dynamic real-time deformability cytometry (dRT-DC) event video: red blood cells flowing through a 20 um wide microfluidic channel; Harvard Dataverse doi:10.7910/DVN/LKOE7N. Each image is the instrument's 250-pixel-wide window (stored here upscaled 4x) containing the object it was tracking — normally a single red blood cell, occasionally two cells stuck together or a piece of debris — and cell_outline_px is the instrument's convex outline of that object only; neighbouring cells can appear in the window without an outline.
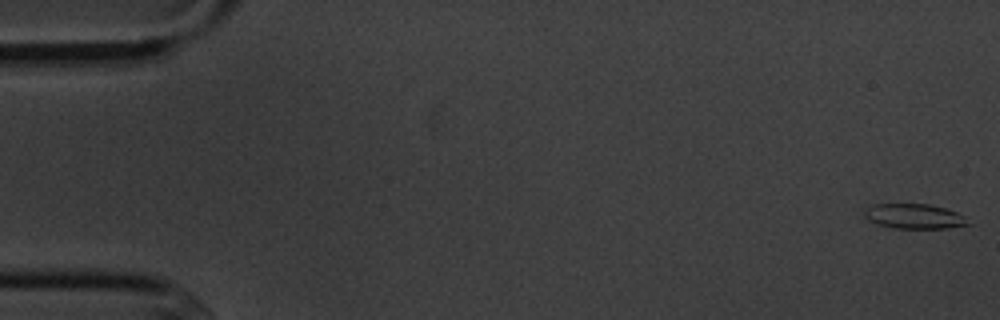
{"species": "common noctule bat (a hibernating species)", "species_latin": "Nyctalus noctula", "temperature_condition": "cold", "stored_images_in_passage": 5, "camera_frame_rate_fps": 3000, "um_per_image_px": 0.085, "animal": {"sex": "male", "body_mass_g": 20.1, "forearm_length_mm": 53.5}, "frame": {"image": 1, "passage_image": 1, "time_ms": 0.0, "image_size_px": [1000, 320], "cell_outline_px": [[972, 224], [948, 228], [896, 228], [880, 224], [868, 220], [864, 216], [864, 212], [872, 204], [928, 204], [944, 208], [956, 212], [964, 216]], "centroid_in_image_um": [77.74, 18.38], "position_along_channel_um": 7.3, "area_um2": 14.85}}
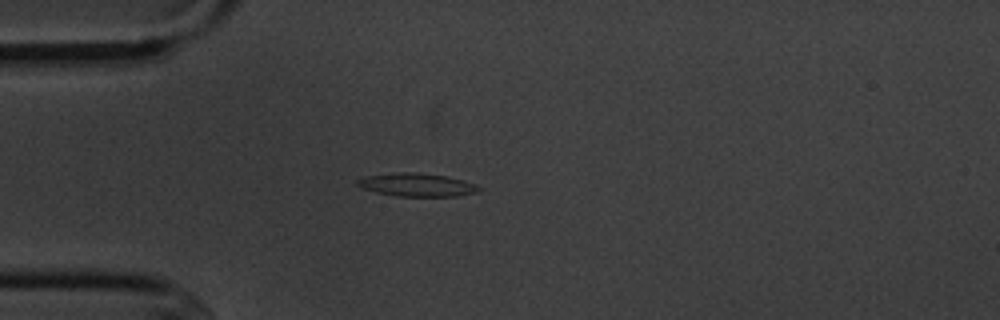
{"frame": {"image": 2, "passage_image": 5, "time_ms": 4.667, "image_size_px": [1000, 320], "cell_outline_px": [[480, 192], [456, 196], [396, 196], [376, 192], [364, 188], [356, 184], [356, 180], [364, 176], [392, 172], [416, 172], [448, 176], [464, 180], [480, 188]], "centroid_in_image_um": [35.41, 15.7], "position_along_channel_um": 49.6, "area_um2": 16.47}}